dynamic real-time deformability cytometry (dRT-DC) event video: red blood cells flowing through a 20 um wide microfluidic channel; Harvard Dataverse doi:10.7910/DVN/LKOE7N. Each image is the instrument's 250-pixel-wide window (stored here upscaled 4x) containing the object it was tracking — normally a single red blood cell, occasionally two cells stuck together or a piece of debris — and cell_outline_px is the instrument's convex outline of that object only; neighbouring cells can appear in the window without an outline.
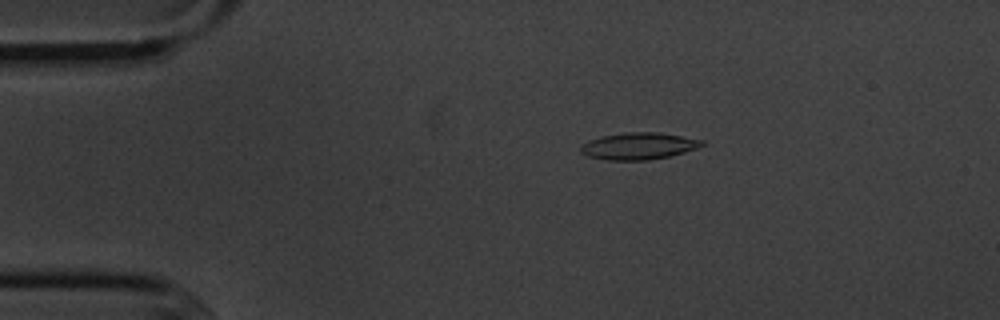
{"species": "common noctule bat (a hibernating species)", "species_latin": "Nyctalus noctula", "temperature_condition": "cold", "stored_images_in_passage": 5, "camera_frame_rate_fps": 3000, "um_per_image_px": 0.085, "animal": {"sex": "male", "body_mass_g": 20.1, "forearm_length_mm": 53.5}, "frame": {"image": 1, "passage_image": 2, "time_ms": 1.0, "image_size_px": [1000, 320], "cell_outline_px": [[704, 144], [696, 148], [684, 152], [668, 156], [648, 160], [604, 160], [588, 156], [580, 152], [580, 144], [588, 140], [600, 136], [624, 132], [660, 132], [704, 140]], "centroid_in_image_um": [54.23, 12.4], "position_along_channel_um": 30.8, "area_um2": 19.13}}
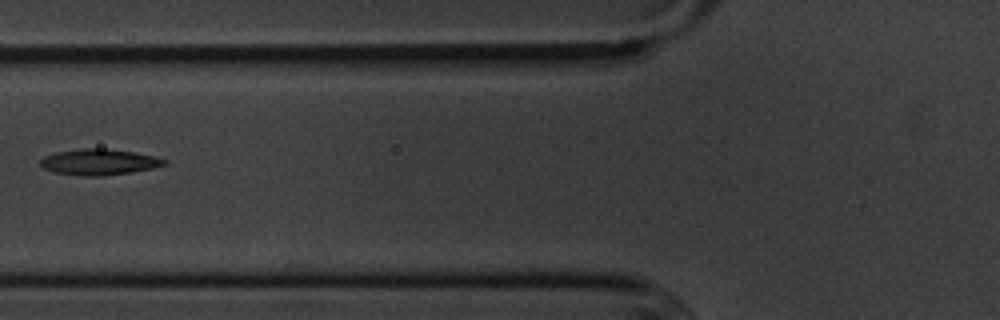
{"frame": {"image": 2, "passage_image": 5, "time_ms": 4.667, "image_size_px": [1000, 320], "cell_outline_px": [[168, 164], [152, 168], [132, 172], [100, 176], [80, 176], [56, 172], [44, 168], [40, 164], [40, 160], [44, 156], [56, 152], [80, 148], [104, 148], [136, 152], [156, 156], [168, 160]], "centroid_in_image_um": [8.46, 13.76], "position_along_channel_um": 117.3, "area_um2": 18.9}}